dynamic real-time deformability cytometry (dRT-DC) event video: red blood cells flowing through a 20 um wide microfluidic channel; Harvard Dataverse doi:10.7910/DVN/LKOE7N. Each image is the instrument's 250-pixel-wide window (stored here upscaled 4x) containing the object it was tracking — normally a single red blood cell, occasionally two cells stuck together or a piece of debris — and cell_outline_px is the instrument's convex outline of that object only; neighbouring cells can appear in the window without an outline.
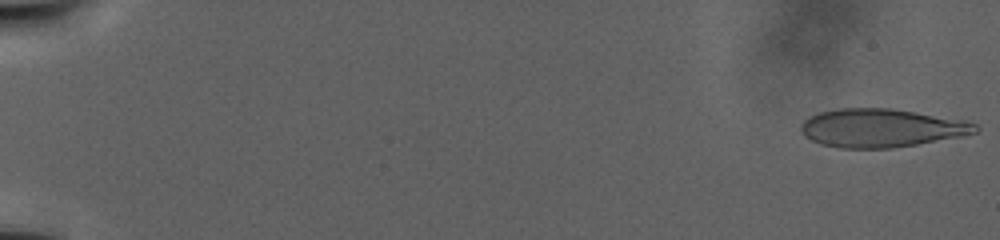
{"species": "human", "species_latin": "Homo sapiens", "temperature_condition": "warm", "stored_images_in_passage": 108, "camera_frame_rate_fps": 3000, "um_per_image_px": 0.085, "donor": {"sex": "male"}, "frame": {"image": 1, "passage_image": 1, "time_ms": 0.0, "image_size_px": [1000, 240], "cell_outline_px": [[980, 128], [976, 132], [960, 136], [916, 144], [892, 148], [840, 148], [820, 144], [804, 136], [800, 128], [800, 124], [808, 116], [820, 112], [840, 108], [888, 108], [964, 120], [976, 124]], "centroid_in_image_um": [74.85, 10.88], "position_along_channel_um": 10.1, "area_um2": 38.78}}
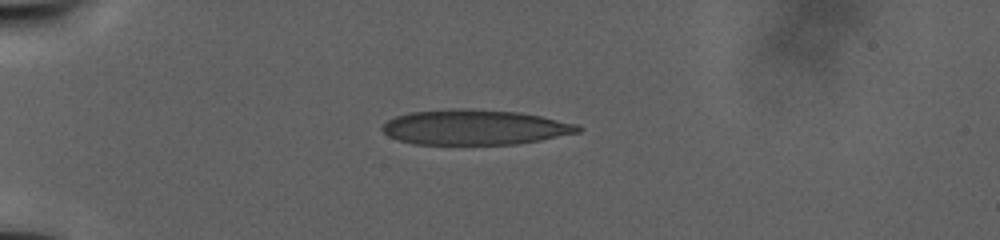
{"frame": {"image": 2, "passage_image": 70, "time_ms": 11.0, "image_size_px": [1000, 240], "cell_outline_px": [[584, 128], [580, 132], [540, 140], [516, 144], [412, 144], [396, 140], [388, 136], [380, 128], [388, 120], [396, 116], [408, 112], [452, 108], [464, 108], [520, 112], [540, 116], [576, 124]], "centroid_in_image_um": [40.32, 10.81], "position_along_channel_um": 44.7, "area_um2": 40.23}}
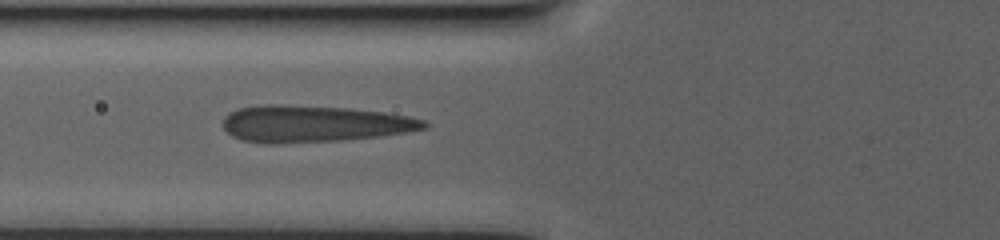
{"frame": {"image": 3, "passage_image": 107, "time_ms": 16.667, "image_size_px": [1000, 240], "cell_outline_px": [[428, 128], [408, 132], [380, 136], [348, 140], [276, 144], [268, 144], [240, 140], [232, 136], [224, 128], [224, 116], [228, 112], [236, 108], [260, 104], [280, 104], [352, 108], [384, 112], [408, 116], [424, 120], [428, 124]], "centroid_in_image_um": [26.66, 10.52], "position_along_channel_um": 99.1, "area_um2": 43.75}}